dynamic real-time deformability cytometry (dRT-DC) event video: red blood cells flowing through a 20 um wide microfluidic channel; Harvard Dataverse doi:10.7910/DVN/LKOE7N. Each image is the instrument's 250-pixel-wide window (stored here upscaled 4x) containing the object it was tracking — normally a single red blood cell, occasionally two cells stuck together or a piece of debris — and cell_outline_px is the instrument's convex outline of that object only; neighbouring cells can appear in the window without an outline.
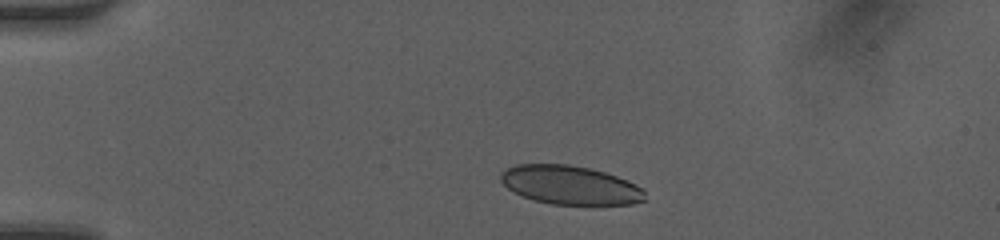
{"species": "human", "species_latin": "Homo sapiens", "temperature_condition": "room temperature", "stored_images_in_passage": 39, "camera_frame_rate_fps": 3000, "um_per_image_px": 0.085, "donor": {"sex": "female"}, "frame": {"image": 1, "passage_image": 1, "time_ms": 0.0, "image_size_px": [1000, 240], "cell_outline_px": [[648, 200], [632, 204], [552, 204], [536, 200], [512, 192], [500, 180], [500, 172], [516, 164], [568, 164], [588, 168], [604, 172], [628, 180], [644, 188]], "centroid_in_image_um": [48.5, 15.73], "position_along_channel_um": 36.5, "area_um2": 32.66}}
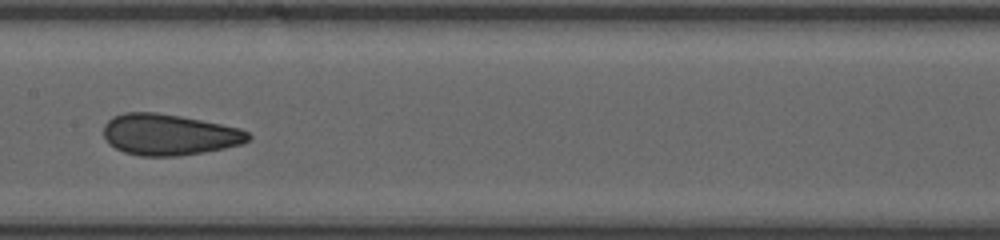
{"frame": {"image": 2, "passage_image": 16, "time_ms": 5.0, "image_size_px": [1000, 240], "cell_outline_px": [[252, 136], [244, 144], [204, 152], [176, 156], [140, 156], [124, 152], [108, 144], [104, 136], [104, 124], [112, 116], [124, 112], [156, 112], [180, 116], [240, 128], [248, 132]], "centroid_in_image_um": [14.36, 11.44], "position_along_channel_um": 193.0, "area_um2": 34.8}}
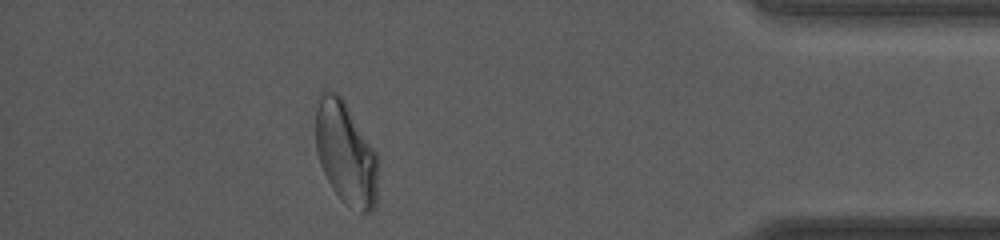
{"frame": {"image": 3, "passage_image": 34, "time_ms": 11.0, "image_size_px": [1000, 240], "cell_outline_px": [[380, 160], [376, 204], [368, 212], [360, 212], [348, 204], [332, 188], [320, 164], [316, 152], [316, 96], [320, 88], [328, 88], [336, 92], [344, 100], [376, 152]], "centroid_in_image_um": [29.39, 12.94], "position_along_channel_um": 405.8, "area_um2": 37.92}, "authors_computed_cell_mechanics": {"area_um2": 34.9112, "velocity_mm_per_s": 4.2001, "shape_relaxation_time_tau1_ms": 6.8571, "shape_relaxation_time_tau2_ms": 1.2114, "deformation_change_tau1": 0.1649, "deformation_change_tau2": 0.066}}